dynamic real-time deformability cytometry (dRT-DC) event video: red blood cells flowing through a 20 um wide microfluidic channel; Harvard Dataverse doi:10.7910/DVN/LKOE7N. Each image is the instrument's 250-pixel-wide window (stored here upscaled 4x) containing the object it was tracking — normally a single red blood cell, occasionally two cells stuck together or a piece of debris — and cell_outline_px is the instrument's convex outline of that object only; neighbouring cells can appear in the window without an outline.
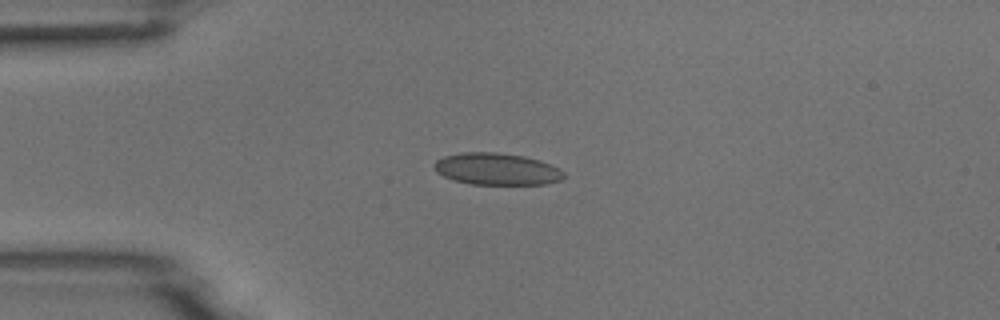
{"species": "common noctule bat (a hibernating species)", "species_latin": "Nyctalus noctula", "temperature_condition": "room temperature", "stored_images_in_passage": 5, "camera_frame_rate_fps": 3000, "um_per_image_px": 0.085, "animal": {"sex": "male", "body_mass_g": 18.8}, "frame": {"image": 1, "passage_image": 1, "time_ms": 0.0, "image_size_px": [1000, 320], "cell_outline_px": [[564, 176], [560, 180], [544, 184], [472, 184], [452, 180], [436, 172], [432, 164], [436, 160], [444, 156], [460, 152], [496, 152], [524, 156], [540, 160], [560, 168], [564, 172]], "centroid_in_image_um": [42.2, 14.36], "position_along_channel_um": 42.8, "area_um2": 24.22}}